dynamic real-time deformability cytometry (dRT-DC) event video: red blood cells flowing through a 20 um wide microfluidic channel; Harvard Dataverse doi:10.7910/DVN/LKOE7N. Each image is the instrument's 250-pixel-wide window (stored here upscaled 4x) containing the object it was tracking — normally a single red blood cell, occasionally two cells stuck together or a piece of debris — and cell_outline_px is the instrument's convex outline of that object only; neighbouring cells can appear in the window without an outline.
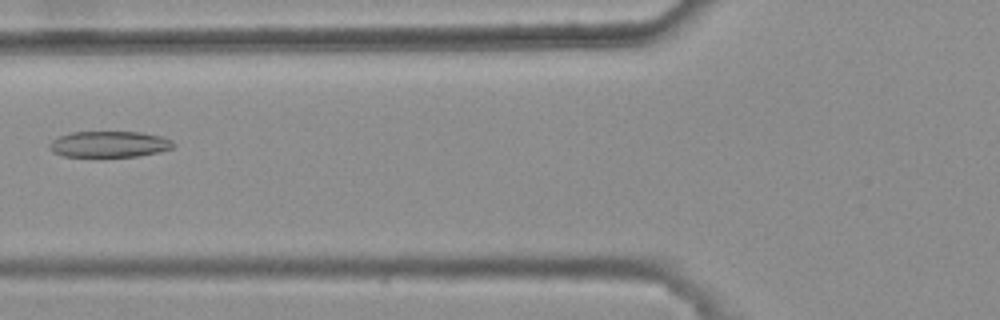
{"species": "common noctule bat (a hibernating species)", "species_latin": "Nyctalus noctula", "temperature_condition": "warm", "stored_images_in_passage": 6, "camera_frame_rate_fps": 3000, "um_per_image_px": 0.085, "animal": {"sex": "female", "body_mass_g": 25.1}, "frame": {"image": 1, "passage_image": 6, "time_ms": 1.667, "image_size_px": [1000, 320], "cell_outline_px": [[176, 144], [172, 148], [160, 152], [140, 156], [64, 156], [52, 152], [48, 148], [48, 144], [52, 140], [60, 136], [72, 132], [140, 132], [160, 136], [172, 140]], "centroid_in_image_um": [9.29, 12.26], "position_along_channel_um": 116.5, "area_um2": 18.84}}